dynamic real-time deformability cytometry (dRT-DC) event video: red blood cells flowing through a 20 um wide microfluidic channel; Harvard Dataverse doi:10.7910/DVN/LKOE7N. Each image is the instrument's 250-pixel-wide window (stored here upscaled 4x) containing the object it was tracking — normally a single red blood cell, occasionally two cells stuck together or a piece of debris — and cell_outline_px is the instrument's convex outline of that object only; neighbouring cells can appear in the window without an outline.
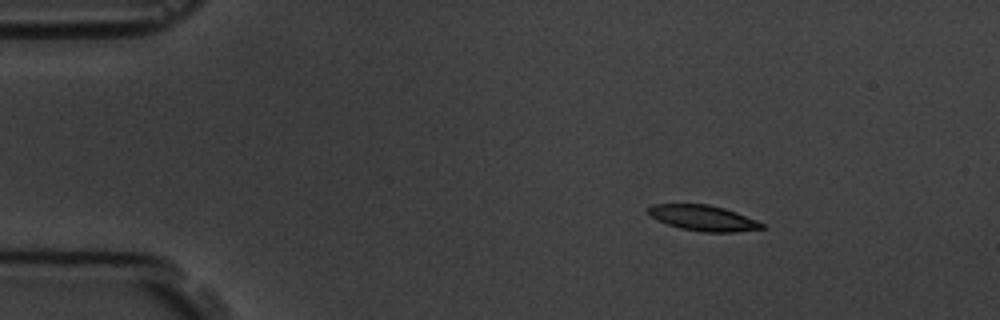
{"species": "common noctule bat (a hibernating species)", "species_latin": "Nyctalus noctula", "temperature_condition": "room temperature", "stored_images_in_passage": 3, "camera_frame_rate_fps": 3000, "um_per_image_px": 0.085, "animal": {"sex": "male", "body_mass_g": 19.5, "forearm_length_mm": 54.6}, "frame": {"image": 1, "passage_image": 1, "time_ms": 0.0, "image_size_px": [1000, 320], "cell_outline_px": [[764, 228], [736, 232], [704, 232], [680, 228], [656, 220], [648, 216], [648, 208], [652, 204], [708, 204], [724, 208], [736, 212], [756, 220], [764, 224]], "centroid_in_image_um": [59.74, 18.53], "position_along_channel_um": 25.3, "area_um2": 16.94}}